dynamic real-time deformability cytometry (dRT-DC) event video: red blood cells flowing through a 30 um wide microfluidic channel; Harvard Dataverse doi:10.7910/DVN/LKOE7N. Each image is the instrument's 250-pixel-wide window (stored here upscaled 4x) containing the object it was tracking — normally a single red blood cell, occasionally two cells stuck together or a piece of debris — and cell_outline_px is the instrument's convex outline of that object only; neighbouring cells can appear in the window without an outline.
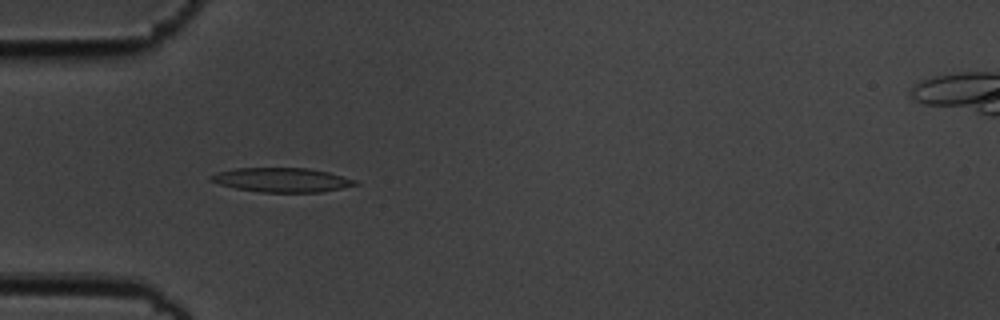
{"species": "common noctule bat (a hibernating species)", "species_latin": "Nyctalus noctula", "temperature_condition": "cold", "stored_images_in_passage": 54, "camera_frame_rate_fps": 3000, "um_per_image_px": 0.085, "animal": {"sex": "male", "body_mass_g": 19.5, "forearm_length_mm": 54.6}, "frame": {"image": 1, "passage_image": 16, "time_ms": 5.0, "image_size_px": [1000, 320], "cell_outline_px": [[360, 184], [320, 192], [260, 192], [236, 188], [220, 184], [208, 180], [208, 176], [216, 172], [236, 168], [308, 168], [328, 172], [356, 180]], "centroid_in_image_um": [23.92, 15.29], "position_along_channel_um": 61.1, "area_um2": 20.35}}
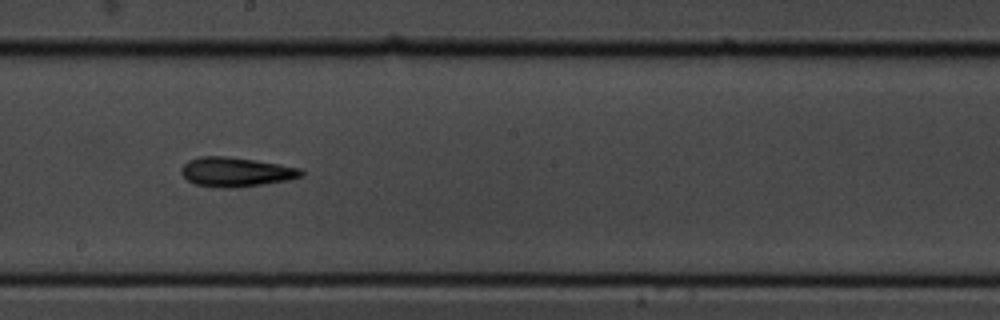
{"frame": {"image": 2, "passage_image": 30, "time_ms": 9.667, "image_size_px": [1000, 320], "cell_outline_px": [[304, 176], [288, 180], [236, 188], [224, 188], [196, 184], [188, 180], [180, 172], [180, 168], [188, 160], [200, 156], [228, 156], [280, 164], [300, 168], [304, 172]], "centroid_in_image_um": [20.06, 14.61], "position_along_channel_um": 228.1, "area_um2": 20.58}}
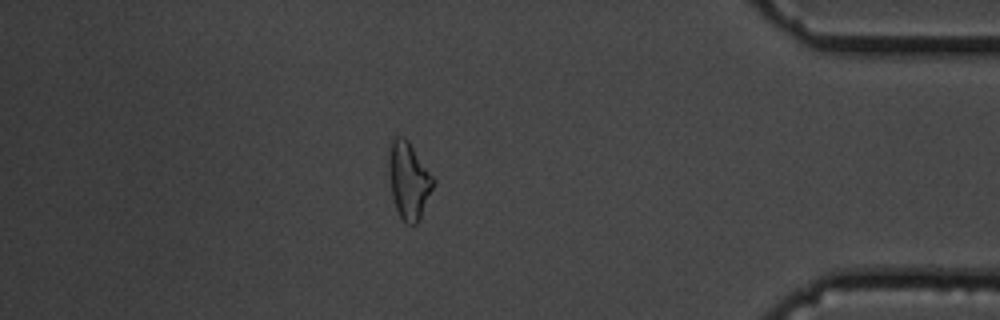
{"frame": {"image": 3, "passage_image": 47, "time_ms": 15.333, "image_size_px": [1000, 320], "cell_outline_px": [[436, 184], [416, 224], [408, 224], [400, 216], [396, 208], [392, 196], [388, 176], [388, 156], [392, 136], [404, 136], [408, 140], [436, 180]], "centroid_in_image_um": [34.73, 15.28], "position_along_channel_um": 400.5, "area_um2": 20.11}, "authors_computed_cell_mechanics": {"area_um2": 19.8254, "velocity_mm_per_s": 3.6483, "shape_relaxation_time_tau1_ms": null, "shape_relaxation_time_tau2_ms": 3.9502, "deformation_change_tau1": null, "deformation_change_tau2": 0.1422}}